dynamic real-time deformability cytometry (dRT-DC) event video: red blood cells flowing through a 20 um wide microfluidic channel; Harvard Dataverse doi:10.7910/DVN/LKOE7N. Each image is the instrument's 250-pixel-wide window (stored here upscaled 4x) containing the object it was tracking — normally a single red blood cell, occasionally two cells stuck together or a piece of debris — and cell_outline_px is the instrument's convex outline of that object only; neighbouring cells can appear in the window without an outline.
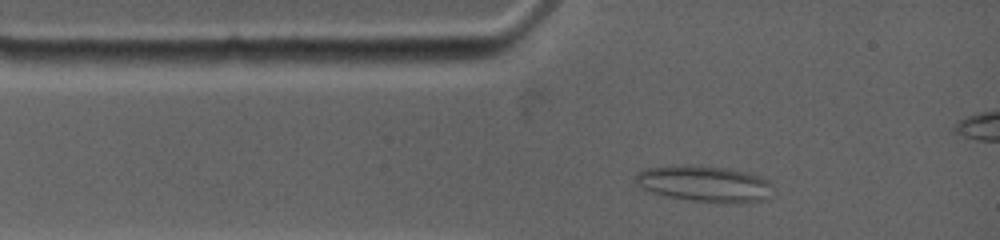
{"species": "common noctule bat (a hibernating species)", "species_latin": "Nyctalus noctula", "temperature_condition": "warm", "stored_images_in_passage": 19, "camera_frame_rate_fps": 4500, "um_per_image_px": 0.085, "animal": {"sex": "female", "body_mass_g": 19.0, "forearm_length_mm": 53.3}, "frame": {"image": 1, "passage_image": 6, "time_ms": 1.111, "image_size_px": [1000, 240], "cell_outline_px": [[776, 196], [764, 200], [740, 204], [692, 200], [664, 196], [652, 192], [632, 184], [632, 180], [640, 172], [648, 168], [728, 168], [760, 176], [768, 180], [772, 184]], "centroid_in_image_um": [60.0, 15.69], "position_along_channel_um": 25.0, "area_um2": 28.38}}